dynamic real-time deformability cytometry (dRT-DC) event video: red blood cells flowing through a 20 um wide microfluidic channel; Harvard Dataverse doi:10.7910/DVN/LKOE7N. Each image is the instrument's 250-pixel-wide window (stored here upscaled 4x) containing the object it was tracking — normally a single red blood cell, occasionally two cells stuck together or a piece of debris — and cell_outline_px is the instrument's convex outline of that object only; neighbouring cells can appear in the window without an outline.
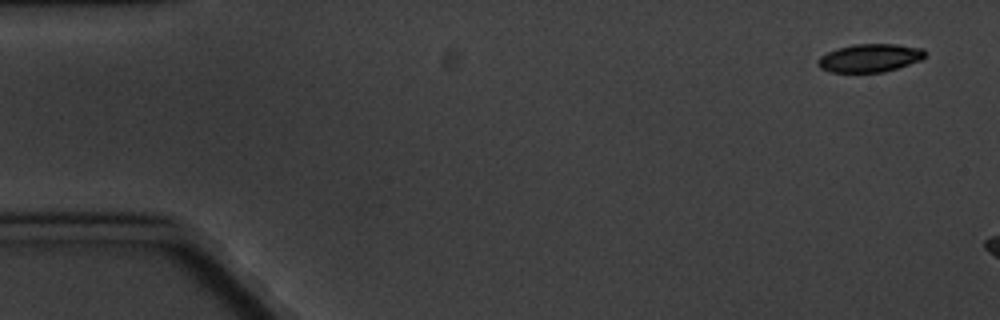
{"species": "common noctule bat (a hibernating species)", "species_latin": "Nyctalus noctula", "temperature_condition": "cold", "stored_images_in_passage": 3, "camera_frame_rate_fps": 3000, "um_per_image_px": 0.085, "animal": {"sex": "male", "body_mass_g": 20.1, "forearm_length_mm": 53.5}, "frame": {"image": 1, "passage_image": 1, "time_ms": 0.0, "image_size_px": [1000, 320], "cell_outline_px": [[924, 56], [920, 60], [884, 72], [828, 72], [820, 68], [816, 64], [816, 60], [820, 56], [836, 48], [856, 44], [896, 44], [924, 48]], "centroid_in_image_um": [73.88, 4.92], "position_along_channel_um": 11.1, "area_um2": 17.57}}